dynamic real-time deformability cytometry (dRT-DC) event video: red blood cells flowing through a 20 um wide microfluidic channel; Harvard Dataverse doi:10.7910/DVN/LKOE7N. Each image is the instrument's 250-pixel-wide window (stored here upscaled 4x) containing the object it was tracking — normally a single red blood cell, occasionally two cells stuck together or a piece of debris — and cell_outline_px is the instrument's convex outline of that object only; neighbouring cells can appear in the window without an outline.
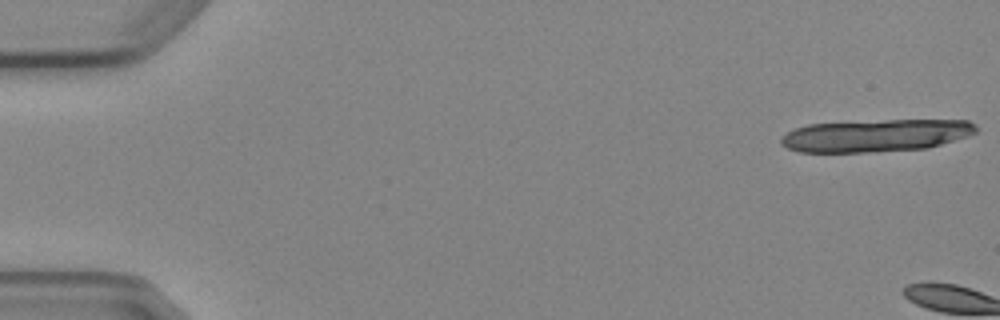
{"species": "Egyptian fruit bat (a non-hibernating species)", "species_latin": "Rousettus aegyptiacus", "temperature_condition": "cold", "stored_images_in_passage": 2, "camera_frame_rate_fps": 3000, "um_per_image_px": 0.085, "animal": {"sex": "female"}, "frame": {"image": 1, "passage_image": 1, "time_ms": 0.0, "image_size_px": [1000, 320], "cell_outline_px": [[976, 132], [968, 136], [928, 148], [876, 152], [800, 152], [788, 148], [780, 144], [780, 136], [796, 128], [808, 124], [884, 120], [968, 120], [976, 124]], "centroid_in_image_um": [74.44, 11.52], "position_along_channel_um": 10.6, "area_um2": 36.99}}